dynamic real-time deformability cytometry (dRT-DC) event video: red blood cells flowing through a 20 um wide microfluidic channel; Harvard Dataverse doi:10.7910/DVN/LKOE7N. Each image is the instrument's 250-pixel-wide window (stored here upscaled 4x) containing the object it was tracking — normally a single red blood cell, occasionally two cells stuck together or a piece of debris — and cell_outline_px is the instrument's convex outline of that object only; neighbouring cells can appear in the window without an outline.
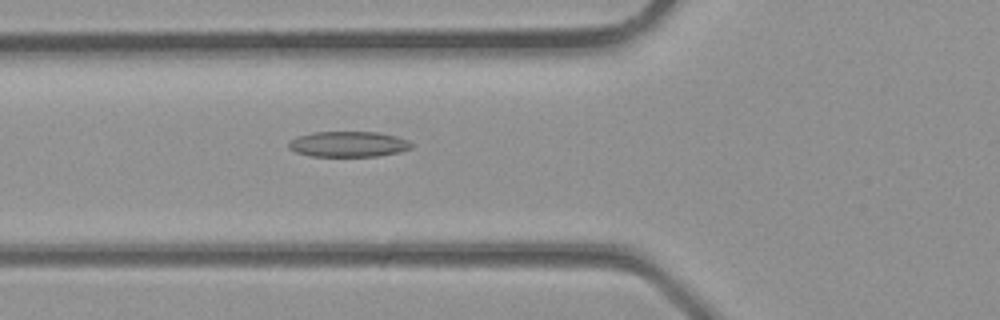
{"species": "common noctule bat (a hibernating species)", "species_latin": "Nyctalus noctula", "temperature_condition": "room temperature", "stored_images_in_passage": 3, "camera_frame_rate_fps": 3000, "um_per_image_px": 0.085, "animal": {"sex": "male", "body_mass_g": 23.1, "forearm_length_mm": 52.7}, "frame": {"image": 1, "passage_image": 3, "time_ms": 0.667, "image_size_px": [1000, 320], "cell_outline_px": [[416, 144], [412, 148], [400, 152], [376, 156], [308, 156], [296, 152], [288, 148], [288, 140], [296, 136], [312, 132], [376, 132], [396, 136], [408, 140]], "centroid_in_image_um": [29.6, 12.25], "position_along_channel_um": 96.2, "area_um2": 18.55}}